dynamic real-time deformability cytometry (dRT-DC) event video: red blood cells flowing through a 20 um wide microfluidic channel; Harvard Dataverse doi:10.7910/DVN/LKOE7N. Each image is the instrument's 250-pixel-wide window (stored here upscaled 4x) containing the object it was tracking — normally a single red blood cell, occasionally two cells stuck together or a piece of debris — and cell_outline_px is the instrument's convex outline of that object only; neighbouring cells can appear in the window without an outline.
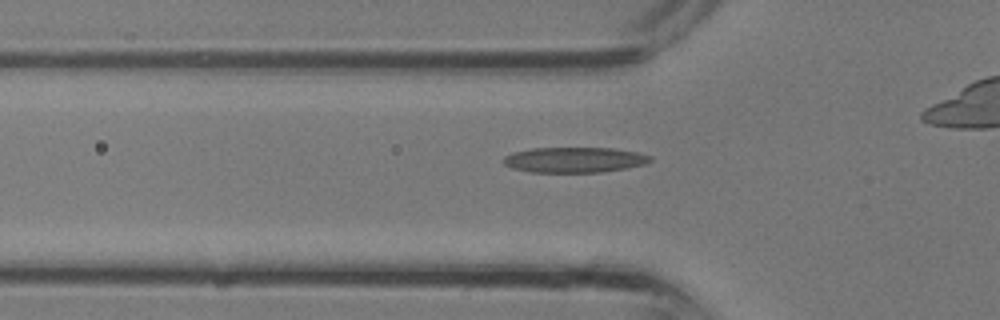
{"species": "common noctule bat (a hibernating species)", "species_latin": "Nyctalus noctula", "temperature_condition": "room temperature", "stored_images_in_passage": 20, "camera_frame_rate_fps": 3000, "um_per_image_px": 0.085, "animal": {"sex": "male", "body_mass_g": 13.3}, "frame": {"image": 1, "passage_image": 2, "time_ms": 0.333, "image_size_px": [1000, 320], "cell_outline_px": [[652, 160], [644, 164], [628, 168], [600, 172], [528, 172], [512, 168], [504, 164], [500, 160], [504, 156], [512, 152], [532, 148], [612, 148], [636, 152], [652, 156]], "centroid_in_image_um": [48.78, 13.58], "position_along_channel_um": 77.0, "area_um2": 21.85}}
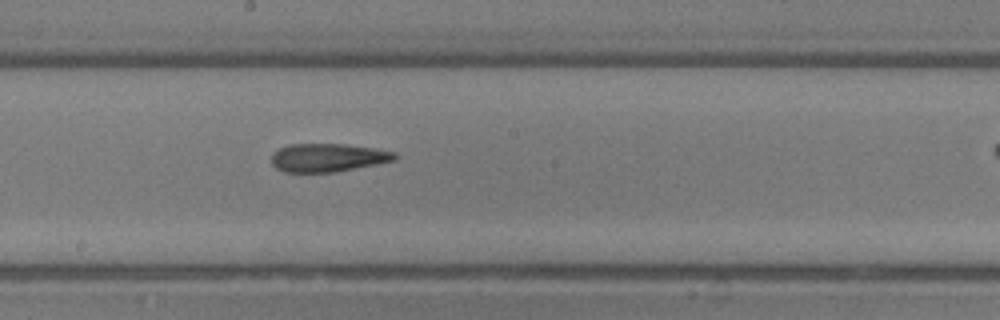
{"frame": {"image": 2, "passage_image": 9, "time_ms": 2.667, "image_size_px": [1000, 320], "cell_outline_px": [[396, 160], [336, 172], [284, 172], [276, 168], [272, 164], [272, 152], [288, 144], [344, 144], [372, 148], [396, 152]], "centroid_in_image_um": [27.84, 13.4], "position_along_channel_um": 220.4, "area_um2": 20.29}}
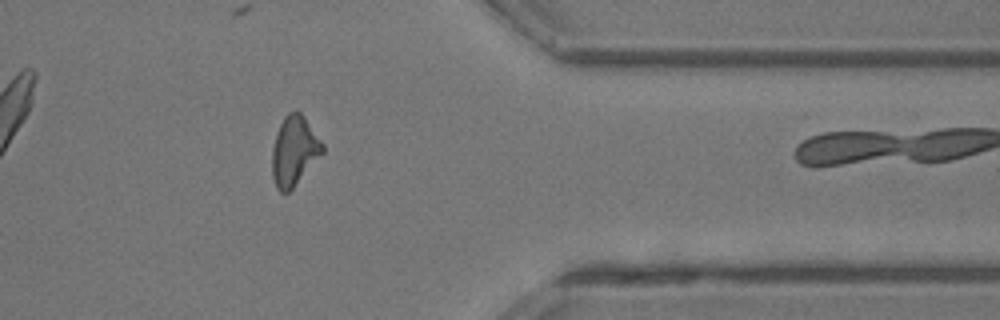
{"frame": {"image": 3, "passage_image": 18, "time_ms": 5.667, "image_size_px": [1000, 320], "cell_outline_px": [[324, 152], [292, 188], [288, 192], [280, 192], [276, 188], [272, 176], [272, 148], [280, 124], [284, 116], [288, 112], [300, 112], [324, 144]], "centroid_in_image_um": [25.0, 12.84], "position_along_channel_um": 386.4, "area_um2": 20.11}}